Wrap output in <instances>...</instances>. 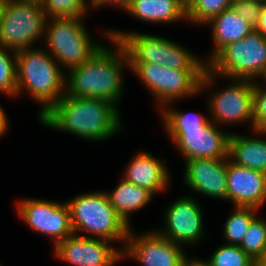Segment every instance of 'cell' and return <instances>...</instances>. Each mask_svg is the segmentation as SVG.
<instances>
[{"mask_svg": "<svg viewBox=\"0 0 266 266\" xmlns=\"http://www.w3.org/2000/svg\"><path fill=\"white\" fill-rule=\"evenodd\" d=\"M40 122L91 141L107 139L121 128L119 110L113 103L66 94L40 118Z\"/></svg>", "mask_w": 266, "mask_h": 266, "instance_id": "1", "label": "cell"}, {"mask_svg": "<svg viewBox=\"0 0 266 266\" xmlns=\"http://www.w3.org/2000/svg\"><path fill=\"white\" fill-rule=\"evenodd\" d=\"M112 41L116 52L103 46L88 61L69 70V78L65 81L66 95L104 99L114 105L117 103L123 91L121 69L125 63V66L129 65V61L122 45Z\"/></svg>", "mask_w": 266, "mask_h": 266, "instance_id": "2", "label": "cell"}, {"mask_svg": "<svg viewBox=\"0 0 266 266\" xmlns=\"http://www.w3.org/2000/svg\"><path fill=\"white\" fill-rule=\"evenodd\" d=\"M15 56L17 95L27 89L35 101L44 104L39 114L41 118L65 95V75L47 51L26 48L16 51Z\"/></svg>", "mask_w": 266, "mask_h": 266, "instance_id": "3", "label": "cell"}, {"mask_svg": "<svg viewBox=\"0 0 266 266\" xmlns=\"http://www.w3.org/2000/svg\"><path fill=\"white\" fill-rule=\"evenodd\" d=\"M230 79L266 78V38L256 29L244 39L222 48L208 63L200 82V90L211 85L212 76Z\"/></svg>", "mask_w": 266, "mask_h": 266, "instance_id": "4", "label": "cell"}, {"mask_svg": "<svg viewBox=\"0 0 266 266\" xmlns=\"http://www.w3.org/2000/svg\"><path fill=\"white\" fill-rule=\"evenodd\" d=\"M106 33L109 39L122 45L129 63H152L179 71H204L207 68L206 62L168 39L133 32L108 30Z\"/></svg>", "mask_w": 266, "mask_h": 266, "instance_id": "5", "label": "cell"}, {"mask_svg": "<svg viewBox=\"0 0 266 266\" xmlns=\"http://www.w3.org/2000/svg\"><path fill=\"white\" fill-rule=\"evenodd\" d=\"M73 232H89L98 239L126 243L130 226L111 206L104 192L87 193L67 202Z\"/></svg>", "mask_w": 266, "mask_h": 266, "instance_id": "6", "label": "cell"}, {"mask_svg": "<svg viewBox=\"0 0 266 266\" xmlns=\"http://www.w3.org/2000/svg\"><path fill=\"white\" fill-rule=\"evenodd\" d=\"M83 17L51 18L45 22V38L49 54L65 67L72 69L88 61L104 45L91 41L82 24Z\"/></svg>", "mask_w": 266, "mask_h": 266, "instance_id": "7", "label": "cell"}, {"mask_svg": "<svg viewBox=\"0 0 266 266\" xmlns=\"http://www.w3.org/2000/svg\"><path fill=\"white\" fill-rule=\"evenodd\" d=\"M46 19L42 5L6 0L0 16V45L9 51L31 48L44 35Z\"/></svg>", "mask_w": 266, "mask_h": 266, "instance_id": "8", "label": "cell"}, {"mask_svg": "<svg viewBox=\"0 0 266 266\" xmlns=\"http://www.w3.org/2000/svg\"><path fill=\"white\" fill-rule=\"evenodd\" d=\"M130 69L155 95L160 108L173 100L195 95L204 71H179L152 63H129Z\"/></svg>", "mask_w": 266, "mask_h": 266, "instance_id": "9", "label": "cell"}, {"mask_svg": "<svg viewBox=\"0 0 266 266\" xmlns=\"http://www.w3.org/2000/svg\"><path fill=\"white\" fill-rule=\"evenodd\" d=\"M166 130L186 161L228 158L230 133L218 130L212 121L205 127L166 128Z\"/></svg>", "mask_w": 266, "mask_h": 266, "instance_id": "10", "label": "cell"}, {"mask_svg": "<svg viewBox=\"0 0 266 266\" xmlns=\"http://www.w3.org/2000/svg\"><path fill=\"white\" fill-rule=\"evenodd\" d=\"M18 214L33 230L53 237L56 246L74 232L67 203L26 199L17 202Z\"/></svg>", "mask_w": 266, "mask_h": 266, "instance_id": "11", "label": "cell"}, {"mask_svg": "<svg viewBox=\"0 0 266 266\" xmlns=\"http://www.w3.org/2000/svg\"><path fill=\"white\" fill-rule=\"evenodd\" d=\"M129 231L127 241L122 251L124 255L131 256L143 266H183L187 258L178 245L161 234L151 232L138 238Z\"/></svg>", "mask_w": 266, "mask_h": 266, "instance_id": "12", "label": "cell"}, {"mask_svg": "<svg viewBox=\"0 0 266 266\" xmlns=\"http://www.w3.org/2000/svg\"><path fill=\"white\" fill-rule=\"evenodd\" d=\"M108 242L73 233L54 246V251L60 260L74 266H112L122 257V251H117Z\"/></svg>", "mask_w": 266, "mask_h": 266, "instance_id": "13", "label": "cell"}, {"mask_svg": "<svg viewBox=\"0 0 266 266\" xmlns=\"http://www.w3.org/2000/svg\"><path fill=\"white\" fill-rule=\"evenodd\" d=\"M238 81V82H237ZM236 83L216 93L209 103L214 123L251 121L253 125V80L237 79Z\"/></svg>", "mask_w": 266, "mask_h": 266, "instance_id": "14", "label": "cell"}, {"mask_svg": "<svg viewBox=\"0 0 266 266\" xmlns=\"http://www.w3.org/2000/svg\"><path fill=\"white\" fill-rule=\"evenodd\" d=\"M202 217L201 208L193 198H179L166 211V231L158 233L178 245L194 244L203 234Z\"/></svg>", "mask_w": 266, "mask_h": 266, "instance_id": "15", "label": "cell"}, {"mask_svg": "<svg viewBox=\"0 0 266 266\" xmlns=\"http://www.w3.org/2000/svg\"><path fill=\"white\" fill-rule=\"evenodd\" d=\"M227 200L235 206L259 209L266 201V174L228 160Z\"/></svg>", "mask_w": 266, "mask_h": 266, "instance_id": "16", "label": "cell"}, {"mask_svg": "<svg viewBox=\"0 0 266 266\" xmlns=\"http://www.w3.org/2000/svg\"><path fill=\"white\" fill-rule=\"evenodd\" d=\"M228 159H192L186 161L187 186L196 192L227 200Z\"/></svg>", "mask_w": 266, "mask_h": 266, "instance_id": "17", "label": "cell"}, {"mask_svg": "<svg viewBox=\"0 0 266 266\" xmlns=\"http://www.w3.org/2000/svg\"><path fill=\"white\" fill-rule=\"evenodd\" d=\"M162 162L151 153H138L126 167L124 179L153 194L163 191L168 186L170 178Z\"/></svg>", "mask_w": 266, "mask_h": 266, "instance_id": "18", "label": "cell"}, {"mask_svg": "<svg viewBox=\"0 0 266 266\" xmlns=\"http://www.w3.org/2000/svg\"><path fill=\"white\" fill-rule=\"evenodd\" d=\"M207 24L212 25L214 47L211 60L226 45L244 39L255 28L243 16L236 13L232 7L224 10Z\"/></svg>", "mask_w": 266, "mask_h": 266, "instance_id": "19", "label": "cell"}, {"mask_svg": "<svg viewBox=\"0 0 266 266\" xmlns=\"http://www.w3.org/2000/svg\"><path fill=\"white\" fill-rule=\"evenodd\" d=\"M233 157V158H232ZM228 158L235 164L266 174V140L229 135Z\"/></svg>", "mask_w": 266, "mask_h": 266, "instance_id": "20", "label": "cell"}, {"mask_svg": "<svg viewBox=\"0 0 266 266\" xmlns=\"http://www.w3.org/2000/svg\"><path fill=\"white\" fill-rule=\"evenodd\" d=\"M125 11L151 23H171L187 18L186 10L180 5L179 0H130Z\"/></svg>", "mask_w": 266, "mask_h": 266, "instance_id": "21", "label": "cell"}, {"mask_svg": "<svg viewBox=\"0 0 266 266\" xmlns=\"http://www.w3.org/2000/svg\"><path fill=\"white\" fill-rule=\"evenodd\" d=\"M108 195L111 206L129 224L128 214L137 211L152 199L154 195L145 188L138 187L123 179Z\"/></svg>", "mask_w": 266, "mask_h": 266, "instance_id": "22", "label": "cell"}, {"mask_svg": "<svg viewBox=\"0 0 266 266\" xmlns=\"http://www.w3.org/2000/svg\"><path fill=\"white\" fill-rule=\"evenodd\" d=\"M257 210L253 207L235 206L234 213L224 224V237L228 240L229 245L241 244L251 222L256 218L254 212Z\"/></svg>", "mask_w": 266, "mask_h": 266, "instance_id": "23", "label": "cell"}, {"mask_svg": "<svg viewBox=\"0 0 266 266\" xmlns=\"http://www.w3.org/2000/svg\"><path fill=\"white\" fill-rule=\"evenodd\" d=\"M239 247L254 261L266 260V222L256 217L250 224Z\"/></svg>", "mask_w": 266, "mask_h": 266, "instance_id": "24", "label": "cell"}, {"mask_svg": "<svg viewBox=\"0 0 266 266\" xmlns=\"http://www.w3.org/2000/svg\"><path fill=\"white\" fill-rule=\"evenodd\" d=\"M254 261L239 245L225 244L219 247L205 263L208 266H254Z\"/></svg>", "mask_w": 266, "mask_h": 266, "instance_id": "25", "label": "cell"}, {"mask_svg": "<svg viewBox=\"0 0 266 266\" xmlns=\"http://www.w3.org/2000/svg\"><path fill=\"white\" fill-rule=\"evenodd\" d=\"M233 0H196L186 11V19L194 23H208L215 16L231 7Z\"/></svg>", "mask_w": 266, "mask_h": 266, "instance_id": "26", "label": "cell"}, {"mask_svg": "<svg viewBox=\"0 0 266 266\" xmlns=\"http://www.w3.org/2000/svg\"><path fill=\"white\" fill-rule=\"evenodd\" d=\"M15 52L16 51H12L14 56H11L8 48L0 45V91L9 96L17 95V67Z\"/></svg>", "mask_w": 266, "mask_h": 266, "instance_id": "27", "label": "cell"}, {"mask_svg": "<svg viewBox=\"0 0 266 266\" xmlns=\"http://www.w3.org/2000/svg\"><path fill=\"white\" fill-rule=\"evenodd\" d=\"M46 17H83L87 10L85 0H44L42 4Z\"/></svg>", "mask_w": 266, "mask_h": 266, "instance_id": "28", "label": "cell"}, {"mask_svg": "<svg viewBox=\"0 0 266 266\" xmlns=\"http://www.w3.org/2000/svg\"><path fill=\"white\" fill-rule=\"evenodd\" d=\"M162 109L164 127L165 128H192L205 127L210 121L203 115H192L189 113H181L174 110H169L167 106ZM168 108V109H167Z\"/></svg>", "mask_w": 266, "mask_h": 266, "instance_id": "29", "label": "cell"}, {"mask_svg": "<svg viewBox=\"0 0 266 266\" xmlns=\"http://www.w3.org/2000/svg\"><path fill=\"white\" fill-rule=\"evenodd\" d=\"M253 129L255 132L266 133V88L253 83Z\"/></svg>", "mask_w": 266, "mask_h": 266, "instance_id": "30", "label": "cell"}, {"mask_svg": "<svg viewBox=\"0 0 266 266\" xmlns=\"http://www.w3.org/2000/svg\"><path fill=\"white\" fill-rule=\"evenodd\" d=\"M264 0H233L231 7L254 28L258 26Z\"/></svg>", "mask_w": 266, "mask_h": 266, "instance_id": "31", "label": "cell"}, {"mask_svg": "<svg viewBox=\"0 0 266 266\" xmlns=\"http://www.w3.org/2000/svg\"><path fill=\"white\" fill-rule=\"evenodd\" d=\"M130 0H91L90 4L94 8L101 7L105 4H115L126 10L129 6Z\"/></svg>", "mask_w": 266, "mask_h": 266, "instance_id": "32", "label": "cell"}, {"mask_svg": "<svg viewBox=\"0 0 266 266\" xmlns=\"http://www.w3.org/2000/svg\"><path fill=\"white\" fill-rule=\"evenodd\" d=\"M264 38H266V1L263 4L259 17L258 26L255 28Z\"/></svg>", "mask_w": 266, "mask_h": 266, "instance_id": "33", "label": "cell"}, {"mask_svg": "<svg viewBox=\"0 0 266 266\" xmlns=\"http://www.w3.org/2000/svg\"><path fill=\"white\" fill-rule=\"evenodd\" d=\"M7 117L5 115L4 110L0 106V137L5 133L7 130Z\"/></svg>", "mask_w": 266, "mask_h": 266, "instance_id": "34", "label": "cell"}, {"mask_svg": "<svg viewBox=\"0 0 266 266\" xmlns=\"http://www.w3.org/2000/svg\"><path fill=\"white\" fill-rule=\"evenodd\" d=\"M183 266H208L205 261H201V260H195V259H191V260H186Z\"/></svg>", "mask_w": 266, "mask_h": 266, "instance_id": "35", "label": "cell"}, {"mask_svg": "<svg viewBox=\"0 0 266 266\" xmlns=\"http://www.w3.org/2000/svg\"><path fill=\"white\" fill-rule=\"evenodd\" d=\"M196 0H179L180 5L187 11Z\"/></svg>", "mask_w": 266, "mask_h": 266, "instance_id": "36", "label": "cell"}, {"mask_svg": "<svg viewBox=\"0 0 266 266\" xmlns=\"http://www.w3.org/2000/svg\"><path fill=\"white\" fill-rule=\"evenodd\" d=\"M15 1L27 2V3H36L39 5H42L44 0H15Z\"/></svg>", "mask_w": 266, "mask_h": 266, "instance_id": "37", "label": "cell"}, {"mask_svg": "<svg viewBox=\"0 0 266 266\" xmlns=\"http://www.w3.org/2000/svg\"><path fill=\"white\" fill-rule=\"evenodd\" d=\"M254 266H266V262L265 261H258V262H255Z\"/></svg>", "mask_w": 266, "mask_h": 266, "instance_id": "38", "label": "cell"}, {"mask_svg": "<svg viewBox=\"0 0 266 266\" xmlns=\"http://www.w3.org/2000/svg\"><path fill=\"white\" fill-rule=\"evenodd\" d=\"M5 1L6 0H0V16H1L2 9H3V6H4Z\"/></svg>", "mask_w": 266, "mask_h": 266, "instance_id": "39", "label": "cell"}]
</instances>
